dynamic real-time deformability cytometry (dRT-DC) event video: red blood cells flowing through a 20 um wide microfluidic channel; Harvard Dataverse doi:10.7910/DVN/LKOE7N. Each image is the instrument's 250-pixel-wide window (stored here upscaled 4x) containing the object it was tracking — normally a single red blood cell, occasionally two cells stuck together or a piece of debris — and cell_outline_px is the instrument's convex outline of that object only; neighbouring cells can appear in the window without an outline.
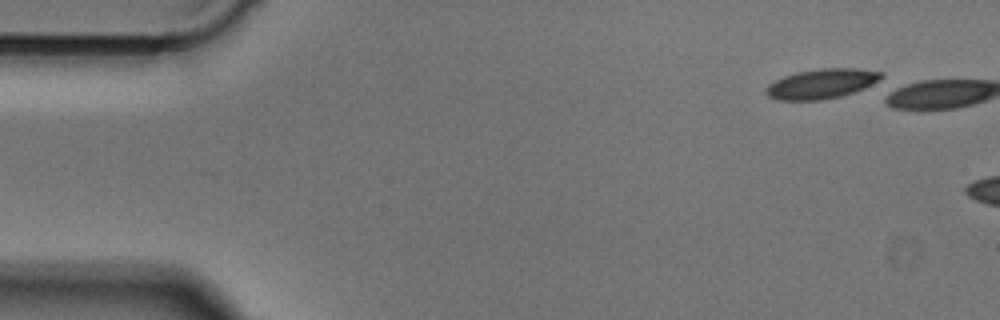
{"species": "Egyptian fruit bat (a non-hibernating species)", "species_latin": "Rousettus aegyptiacus", "temperature_condition": "cold", "stored_images_in_passage": 3, "camera_frame_rate_fps": 3000, "um_per_image_px": 0.085, "animal": {"sex": "male"}, "frame": {"image": 1, "passage_image": 1, "time_ms": 0.0, "image_size_px": [1000, 320], "cell_outline_px": [[884, 80], [852, 92], [840, 96], [820, 100], [776, 100], [768, 96], [764, 92], [764, 88], [768, 84], [784, 76], [796, 72], [820, 68], [856, 68], [884, 72]], "centroid_in_image_um": [69.85, 7.11], "position_along_channel_um": 15.2, "area_um2": 20.23}}